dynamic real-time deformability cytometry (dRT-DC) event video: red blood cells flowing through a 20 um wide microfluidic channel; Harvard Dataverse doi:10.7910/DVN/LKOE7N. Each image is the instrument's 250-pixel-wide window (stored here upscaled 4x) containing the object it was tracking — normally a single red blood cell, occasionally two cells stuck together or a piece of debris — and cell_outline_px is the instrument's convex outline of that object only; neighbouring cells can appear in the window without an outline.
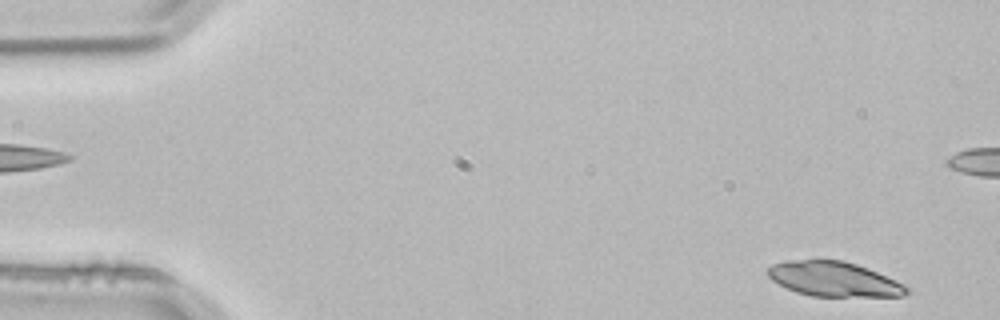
{"species": "common noctule bat (a hibernating species)", "species_latin": "Nyctalus noctula", "temperature_condition": "room temperature", "stored_images_in_passage": 2, "camera_frame_rate_fps": 3000, "um_per_image_px": 0.085, "animal": {"sex": "male", "body_mass_g": 21.5, "forearm_length_mm": 52.0}, "frame": {"image": 1, "passage_image": 2, "time_ms": 0.333, "image_size_px": [1000, 320], "cell_outline_px": [[908, 292], [904, 296], [812, 296], [796, 292], [772, 280], [764, 272], [772, 264], [784, 260], [844, 260], [868, 268], [896, 280], [904, 284], [908, 288]], "centroid_in_image_um": [70.86, 23.71], "position_along_channel_um": 14.1, "area_um2": 28.09}}